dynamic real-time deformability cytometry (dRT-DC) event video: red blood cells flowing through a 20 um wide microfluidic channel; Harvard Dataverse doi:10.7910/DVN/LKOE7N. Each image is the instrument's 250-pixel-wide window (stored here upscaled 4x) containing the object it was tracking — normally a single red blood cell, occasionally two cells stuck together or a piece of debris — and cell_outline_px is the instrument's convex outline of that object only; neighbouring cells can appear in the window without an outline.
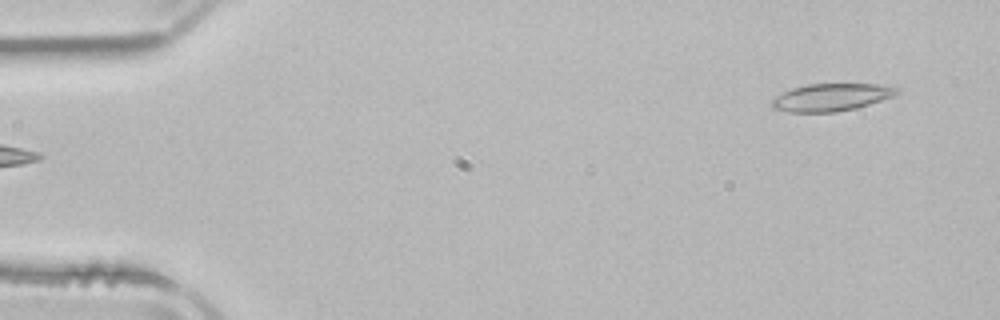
{"species": "common noctule bat (a hibernating species)", "species_latin": "Nyctalus noctula", "temperature_condition": "room temperature", "stored_images_in_passage": 7, "camera_frame_rate_fps": 3000, "um_per_image_px": 0.085, "animal": {"sex": "male", "body_mass_g": 21.5, "forearm_length_mm": 52.0}, "frame": {"image": 1, "passage_image": 1, "time_ms": 0.0, "image_size_px": [1000, 320], "cell_outline_px": [[900, 92], [892, 96], [856, 108], [836, 112], [788, 112], [772, 108], [772, 100], [776, 96], [792, 88], [808, 84], [876, 84], [900, 88]], "centroid_in_image_um": [70.64, 8.27], "position_along_channel_um": 14.4, "area_um2": 19.83}}
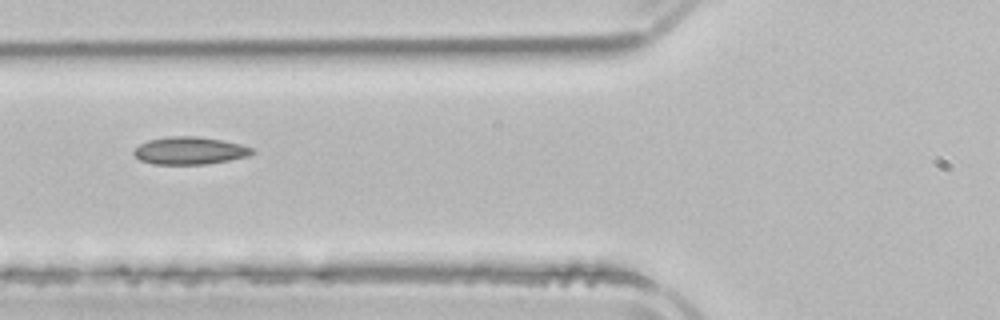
{"frame": {"image": 2, "passage_image": 5, "time_ms": 5.333, "image_size_px": [1000, 320], "cell_outline_px": [[256, 152], [248, 156], [208, 164], [152, 164], [140, 160], [132, 152], [140, 144], [148, 140], [168, 136], [196, 136], [220, 140], [240, 144], [252, 148]], "centroid_in_image_um": [16.11, 12.81], "position_along_channel_um": 109.7, "area_um2": 18.9}}
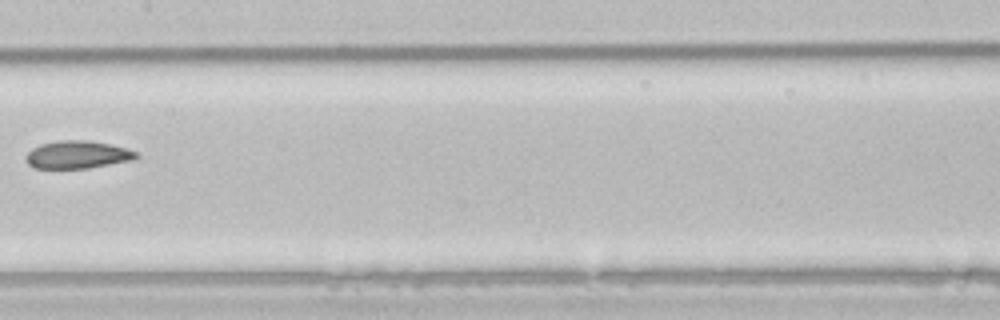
{"frame": {"image": 3, "passage_image": 7, "time_ms": 7.667, "image_size_px": [1000, 320], "cell_outline_px": [[140, 156], [132, 160], [88, 168], [36, 168], [28, 164], [28, 152], [32, 148], [40, 144], [56, 140], [88, 140], [128, 148], [136, 152]], "centroid_in_image_um": [6.61, 13.13], "position_along_channel_um": 200.8, "area_um2": 17.69}}